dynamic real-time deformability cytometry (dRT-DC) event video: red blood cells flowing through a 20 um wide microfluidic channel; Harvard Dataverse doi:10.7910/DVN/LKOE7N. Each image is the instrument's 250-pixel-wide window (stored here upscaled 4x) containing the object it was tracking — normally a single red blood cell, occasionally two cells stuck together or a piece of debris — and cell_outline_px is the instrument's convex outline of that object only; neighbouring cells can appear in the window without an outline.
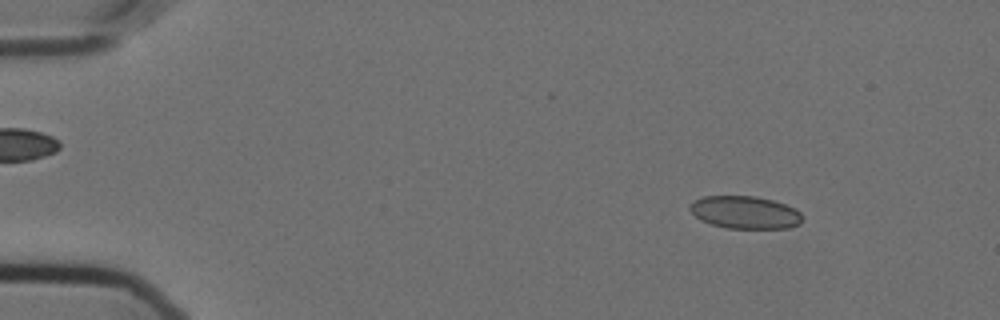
{"species": "Egyptian fruit bat (a non-hibernating species)", "species_latin": "Rousettus aegyptiacus", "temperature_condition": "cold", "stored_images_in_passage": 56, "camera_frame_rate_fps": 3000, "um_per_image_px": 0.085, "animal": {"sex": "female"}, "frame": {"image": 1, "passage_image": 7, "time_ms": 2.0, "image_size_px": [1000, 320], "cell_outline_px": [[800, 224], [788, 228], [724, 228], [700, 220], [688, 208], [688, 204], [692, 200], [704, 196], [756, 196], [772, 200], [796, 208], [800, 212]], "centroid_in_image_um": [63.28, 18.04], "position_along_channel_um": 21.7, "area_um2": 21.44}}
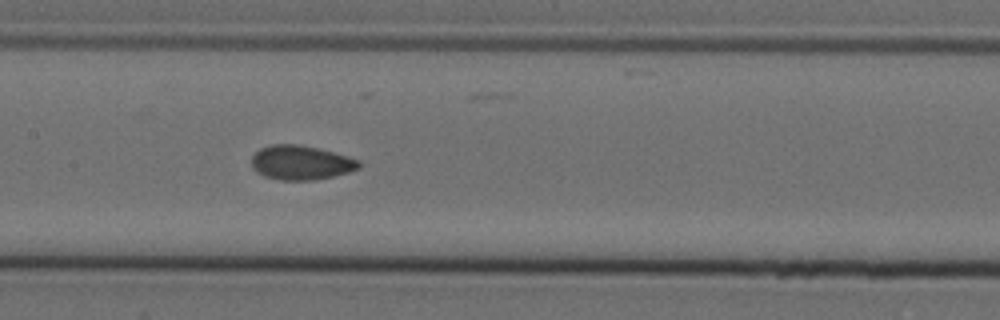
{"frame": {"image": 2, "passage_image": 28, "time_ms": 9.0, "image_size_px": [1000, 320], "cell_outline_px": [[360, 168], [348, 172], [332, 176], [312, 180], [280, 180], [264, 176], [256, 172], [252, 168], [252, 156], [260, 148], [272, 144], [296, 144], [316, 148], [332, 152], [360, 160]], "centroid_in_image_um": [25.55, 13.83], "position_along_channel_um": 181.9, "area_um2": 21.33}}
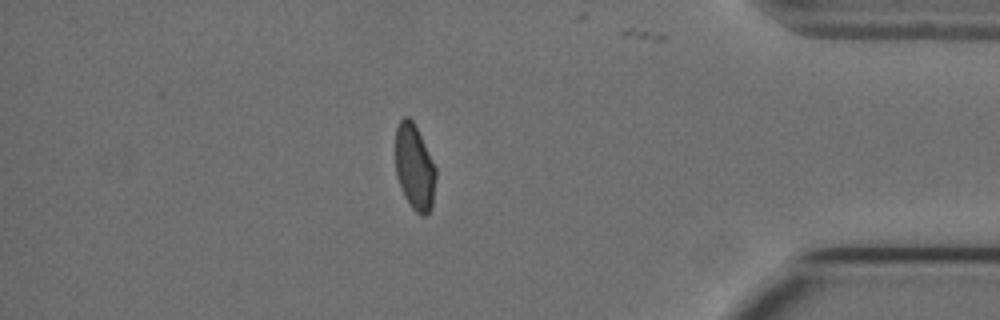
{"frame": {"image": 3, "passage_image": 49, "time_ms": 16.0, "image_size_px": [1000, 320], "cell_outline_px": [[436, 176], [432, 208], [424, 216], [420, 216], [412, 208], [404, 196], [400, 188], [396, 176], [396, 128], [400, 120], [404, 116], [408, 116], [412, 120], [436, 168]], "centroid_in_image_um": [35.23, 14.26], "position_along_channel_um": 400.0, "area_um2": 20.06}, "authors_computed_cell_mechanics": {"area_um2": 21.2126, "velocity_mm_per_s": 3.5839, "shape_relaxation_time_tau1_ms": null, "shape_relaxation_time_tau2_ms": 1.6009, "deformation_change_tau1": null, "deformation_change_tau2": 0.0287}}